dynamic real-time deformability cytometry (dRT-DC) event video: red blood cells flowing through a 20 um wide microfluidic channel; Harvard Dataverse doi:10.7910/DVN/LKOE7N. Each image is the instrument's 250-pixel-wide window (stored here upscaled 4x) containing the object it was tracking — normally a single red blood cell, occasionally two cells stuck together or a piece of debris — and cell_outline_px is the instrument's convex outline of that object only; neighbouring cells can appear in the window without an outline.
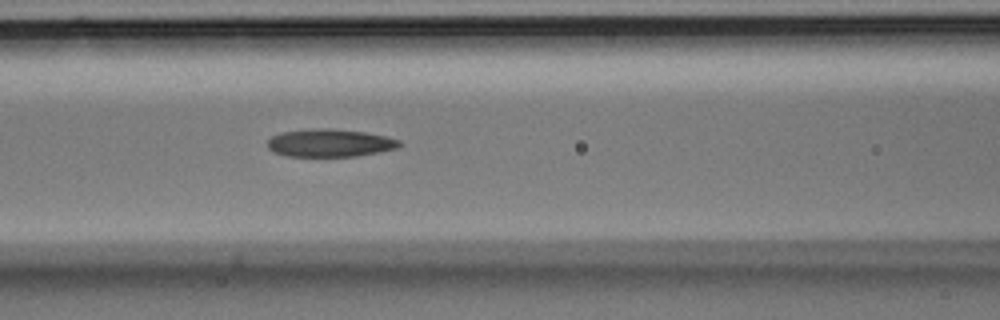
{"species": "Egyptian fruit bat (a non-hibernating species)", "species_latin": "Rousettus aegyptiacus", "temperature_condition": "room temperature", "stored_images_in_passage": 5, "camera_frame_rate_fps": 3000, "um_per_image_px": 0.085, "animal": {"sex": "male"}, "frame": {"image": 1, "passage_image": 5, "time_ms": 1.333, "image_size_px": [1000, 320], "cell_outline_px": [[400, 144], [396, 148], [380, 152], [356, 156], [284, 156], [268, 148], [268, 140], [272, 136], [284, 132], [320, 128], [328, 128], [364, 132], [384, 136], [400, 140]], "centroid_in_image_um": [28.04, 12.16], "position_along_channel_um": 138.6, "area_um2": 21.04}}